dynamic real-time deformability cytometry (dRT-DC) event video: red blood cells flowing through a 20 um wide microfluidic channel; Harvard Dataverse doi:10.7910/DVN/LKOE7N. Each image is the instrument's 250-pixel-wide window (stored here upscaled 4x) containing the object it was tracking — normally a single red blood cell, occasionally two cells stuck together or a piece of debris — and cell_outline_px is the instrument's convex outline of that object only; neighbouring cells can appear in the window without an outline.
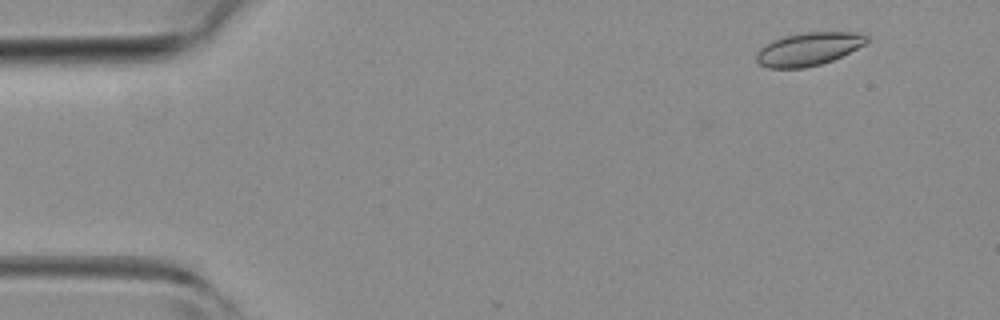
{"species": "common noctule bat (a hibernating species)", "species_latin": "Nyctalus noctula", "temperature_condition": "room temperature", "stored_images_in_passage": 2, "camera_frame_rate_fps": 3000, "um_per_image_px": 0.085, "animal": {"sex": "female", "body_mass_g": 19.3, "forearm_length_mm": 54.1}, "frame": {"image": 1, "passage_image": 2, "time_ms": 1.0, "image_size_px": [1000, 320], "cell_outline_px": [[868, 40], [864, 44], [832, 60], [820, 64], [804, 68], [768, 68], [760, 64], [756, 60], [756, 52], [764, 44], [772, 40], [784, 36], [804, 32], [856, 32], [868, 36]], "centroid_in_image_um": [68.67, 4.16], "position_along_channel_um": 16.3, "area_um2": 21.15}}